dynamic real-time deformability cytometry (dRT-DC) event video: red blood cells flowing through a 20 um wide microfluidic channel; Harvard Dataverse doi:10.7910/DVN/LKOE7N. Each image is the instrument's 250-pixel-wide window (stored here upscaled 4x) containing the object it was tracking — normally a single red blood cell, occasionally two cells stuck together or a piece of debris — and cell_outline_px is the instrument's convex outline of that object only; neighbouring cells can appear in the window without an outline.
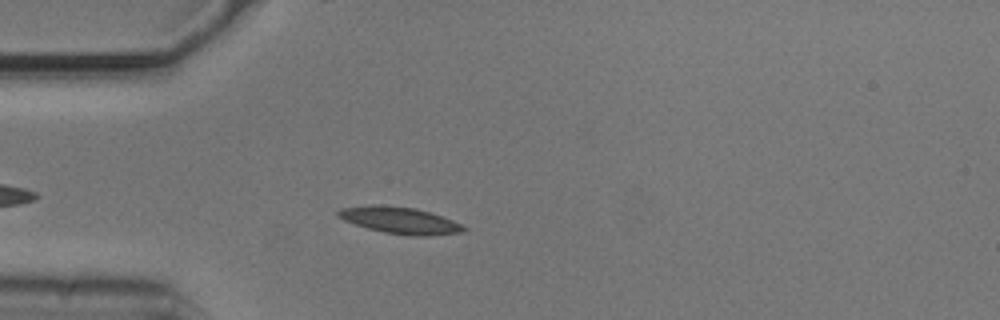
{"species": "common noctule bat (a hibernating species)", "species_latin": "Nyctalus noctula", "temperature_condition": "cold", "stored_images_in_passage": 37, "camera_frame_rate_fps": 3000, "um_per_image_px": 0.085, "animal": {"sex": "male", "body_mass_g": 20.5, "forearm_length_mm": 52.5}, "frame": {"image": 1, "passage_image": 7, "time_ms": 2.0, "image_size_px": [1000, 320], "cell_outline_px": [[468, 228], [464, 232], [428, 236], [412, 236], [384, 232], [368, 228], [344, 220], [336, 216], [336, 212], [340, 208], [372, 204], [416, 208], [452, 220]], "centroid_in_image_um": [33.98, 18.73], "position_along_channel_um": 51.0, "area_um2": 19.42}}
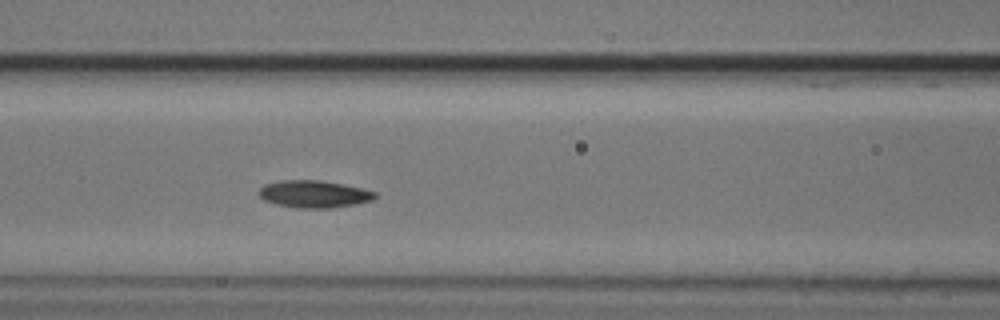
{"frame": {"image": 2, "passage_image": 15, "time_ms": 4.667, "image_size_px": [1000, 320], "cell_outline_px": [[376, 196], [372, 200], [356, 204], [332, 208], [296, 208], [276, 204], [264, 200], [256, 192], [264, 184], [280, 180], [320, 180], [364, 188], [376, 192]], "centroid_in_image_um": [26.67, 16.49], "position_along_channel_um": 139.9, "area_um2": 18.61}}
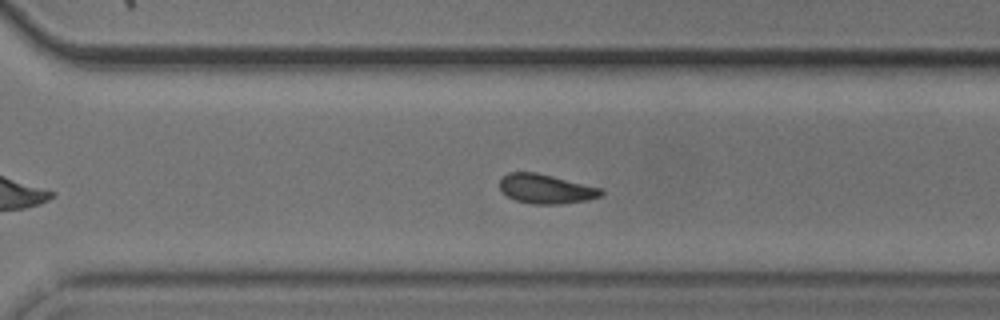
{"frame": {"image": 3, "passage_image": 30, "time_ms": 9.667, "image_size_px": [1000, 320], "cell_outline_px": [[604, 192], [600, 196], [588, 200], [560, 204], [532, 204], [516, 200], [500, 192], [500, 176], [508, 172], [536, 172], [600, 188]], "centroid_in_image_um": [46.34, 16.05], "position_along_channel_um": 324.3, "area_um2": 17.34}, "authors_computed_cell_mechanics": {"area_um2": 18.0336, "velocity_mm_per_s": 3.7021, "shape_relaxation_time_tau1_ms": 4.1651, "shape_relaxation_time_tau2_ms": 8.6855, "deformation_change_tau1": 0.1159, "deformation_change_tau2": 0.1452}}